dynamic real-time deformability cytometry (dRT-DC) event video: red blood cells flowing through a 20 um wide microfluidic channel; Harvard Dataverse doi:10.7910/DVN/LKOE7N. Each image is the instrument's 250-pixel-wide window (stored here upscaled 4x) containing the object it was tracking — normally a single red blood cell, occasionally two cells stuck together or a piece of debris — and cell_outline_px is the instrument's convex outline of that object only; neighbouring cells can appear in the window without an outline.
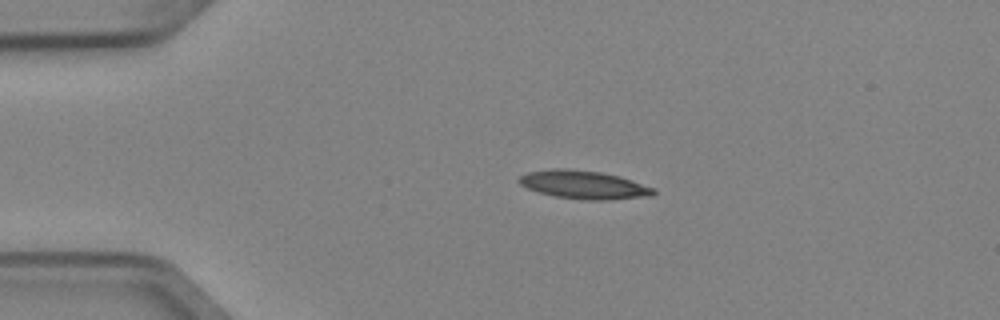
{"species": "Egyptian fruit bat (a non-hibernating species)", "species_latin": "Rousettus aegyptiacus", "temperature_condition": "cold", "stored_images_in_passage": 2, "camera_frame_rate_fps": 3000, "um_per_image_px": 0.085, "animal": {"sex": "female"}, "frame": {"image": 1, "passage_image": 1, "time_ms": 0.0, "image_size_px": [1000, 320], "cell_outline_px": [[656, 192], [652, 196], [608, 200], [584, 200], [556, 196], [540, 192], [528, 188], [520, 184], [516, 180], [520, 176], [528, 172], [552, 168], [564, 168], [600, 172], [620, 176], [656, 188]], "centroid_in_image_um": [49.65, 15.7], "position_along_channel_um": 35.3, "area_um2": 22.25}}